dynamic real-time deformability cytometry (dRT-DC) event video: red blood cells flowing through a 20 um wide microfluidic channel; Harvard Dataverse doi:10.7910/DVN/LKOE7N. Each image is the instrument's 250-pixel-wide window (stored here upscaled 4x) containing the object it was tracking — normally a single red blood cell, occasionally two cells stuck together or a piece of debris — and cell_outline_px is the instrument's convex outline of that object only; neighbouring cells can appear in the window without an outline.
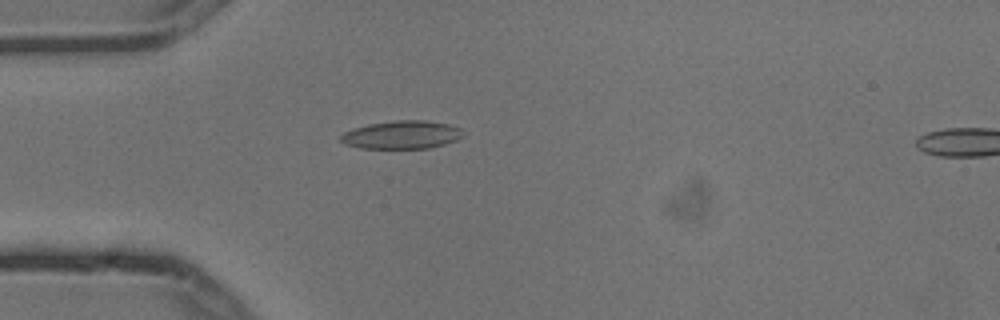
{"species": "common noctule bat (a hibernating species)", "species_latin": "Nyctalus noctula", "temperature_condition": "cold", "stored_images_in_passage": 4, "camera_frame_rate_fps": 3000, "um_per_image_px": 0.085, "animal": {"sex": "male", "body_mass_g": 13.3}, "frame": {"image": 1, "passage_image": 4, "time_ms": 1.0, "image_size_px": [1000, 320], "cell_outline_px": [[464, 136], [456, 140], [444, 144], [428, 148], [360, 148], [344, 144], [340, 140], [340, 136], [344, 132], [352, 128], [368, 124], [396, 120], [424, 120], [448, 124], [460, 128], [464, 132]], "centroid_in_image_um": [34.14, 11.45], "position_along_channel_um": 50.9, "area_um2": 20.11}}